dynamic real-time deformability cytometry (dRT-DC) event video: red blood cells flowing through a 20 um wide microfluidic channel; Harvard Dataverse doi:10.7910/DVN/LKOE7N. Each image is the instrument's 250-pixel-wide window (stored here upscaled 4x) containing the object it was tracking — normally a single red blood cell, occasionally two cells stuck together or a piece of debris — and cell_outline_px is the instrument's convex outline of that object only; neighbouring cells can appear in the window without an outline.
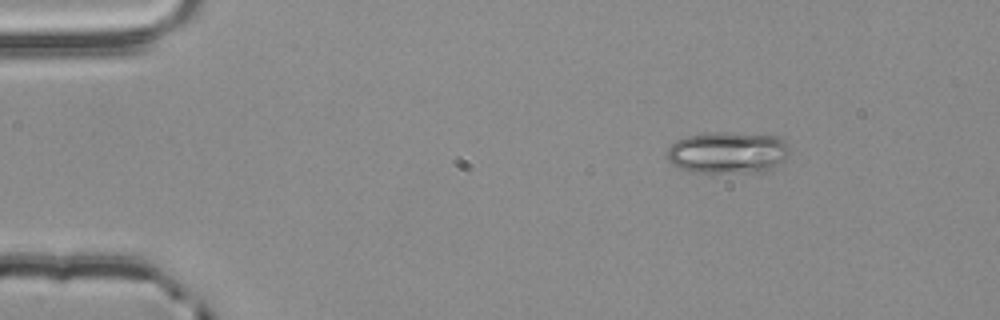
{"species": "common noctule bat (a hibernating species)", "species_latin": "Nyctalus noctula", "temperature_condition": "room temperature", "stored_images_in_passage": 3, "camera_frame_rate_fps": 3000, "um_per_image_px": 0.085, "animal": {"sex": "male", "body_mass_g": 20.4}, "frame": {"image": 1, "passage_image": 1, "time_ms": 0.0, "image_size_px": [1000, 320], "cell_outline_px": [[788, 156], [772, 168], [764, 172], [688, 172], [672, 164], [664, 156], [668, 148], [676, 140], [688, 136], [708, 132], [732, 132], [780, 136], [788, 144]], "centroid_in_image_um": [61.84, 12.96], "position_along_channel_um": 23.2, "area_um2": 30.17}}